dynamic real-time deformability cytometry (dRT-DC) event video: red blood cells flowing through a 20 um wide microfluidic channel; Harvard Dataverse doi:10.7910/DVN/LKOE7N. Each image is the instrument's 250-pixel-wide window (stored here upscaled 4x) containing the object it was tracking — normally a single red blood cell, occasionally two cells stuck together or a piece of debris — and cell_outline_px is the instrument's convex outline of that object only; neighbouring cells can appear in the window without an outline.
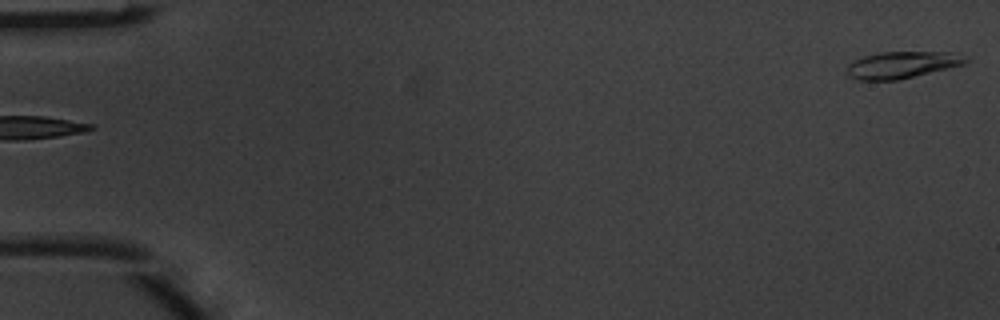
{"species": "common noctule bat (a hibernating species)", "species_latin": "Nyctalus noctula", "temperature_condition": "warm", "stored_images_in_passage": 3, "segment_of_instrument_passage": [2, 2], "camera_frame_rate_fps": 3000, "um_per_image_px": 0.085, "animal": {"sex": "male", "body_mass_g": 20.1, "forearm_length_mm": 53.5}, "frame": {"image": 1, "passage_image": 3, "time_ms": 0.667, "image_size_px": [1000, 320], "cell_outline_px": [[968, 60], [964, 64], [900, 80], [856, 80], [848, 76], [848, 64], [864, 56], [880, 52], [956, 52], [968, 56]], "centroid_in_image_um": [76.71, 5.51], "position_along_channel_um": 8.3, "area_um2": 18.61}}